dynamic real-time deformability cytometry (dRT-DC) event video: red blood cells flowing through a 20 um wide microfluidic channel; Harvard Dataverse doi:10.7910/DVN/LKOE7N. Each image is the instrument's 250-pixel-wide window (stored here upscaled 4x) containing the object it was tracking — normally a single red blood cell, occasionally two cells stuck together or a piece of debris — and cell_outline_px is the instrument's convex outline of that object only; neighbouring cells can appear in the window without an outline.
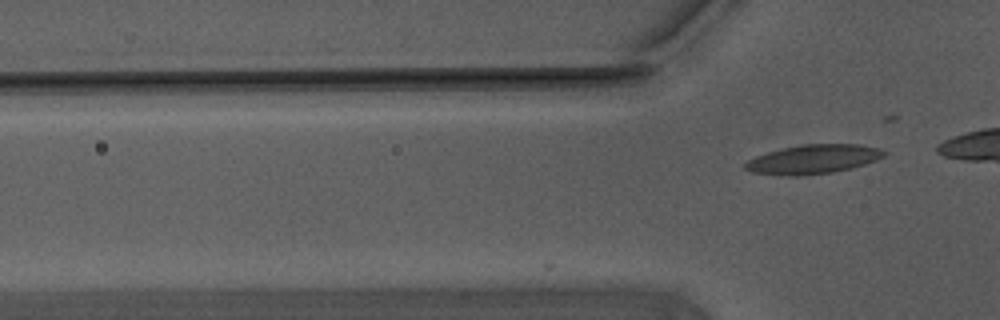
{"species": "Egyptian fruit bat (a non-hibernating species)", "species_latin": "Rousettus aegyptiacus", "temperature_condition": "warm", "stored_images_in_passage": 4, "camera_frame_rate_fps": 3000, "um_per_image_px": 0.085, "animal": {"sex": "male"}, "frame": {"image": 1, "passage_image": 4, "time_ms": 1.0, "image_size_px": [1000, 320], "cell_outline_px": [[884, 156], [876, 160], [852, 168], [832, 172], [796, 176], [792, 176], [752, 172], [744, 168], [744, 164], [748, 160], [756, 156], [768, 152], [784, 148], [804, 144], [860, 144], [876, 148], [884, 152]], "centroid_in_image_um": [69.1, 13.53], "position_along_channel_um": 56.7, "area_um2": 23.18}}